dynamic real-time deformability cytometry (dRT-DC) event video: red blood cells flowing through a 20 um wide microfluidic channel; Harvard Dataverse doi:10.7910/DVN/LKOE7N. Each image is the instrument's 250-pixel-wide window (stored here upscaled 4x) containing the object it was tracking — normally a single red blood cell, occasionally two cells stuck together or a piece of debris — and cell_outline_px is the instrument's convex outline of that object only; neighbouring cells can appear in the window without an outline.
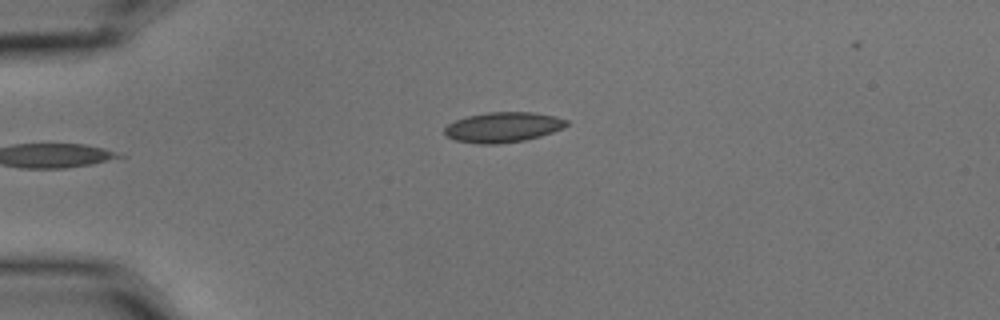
{"species": "common noctule bat (a hibernating species)", "species_latin": "Nyctalus noctula", "temperature_condition": "cold", "stored_images_in_passage": 4, "camera_frame_rate_fps": 3000, "um_per_image_px": 0.085, "animal": {"sex": "male", "body_mass_g": 15.6}, "frame": {"image": 1, "passage_image": 4, "time_ms": 1.0, "image_size_px": [1000, 320], "cell_outline_px": [[568, 124], [564, 128], [540, 136], [524, 140], [500, 144], [480, 144], [456, 140], [448, 136], [444, 132], [444, 128], [448, 124], [456, 120], [468, 116], [488, 112], [532, 112], [556, 116], [568, 120]], "centroid_in_image_um": [42.78, 10.81], "position_along_channel_um": 42.2, "area_um2": 21.39}}